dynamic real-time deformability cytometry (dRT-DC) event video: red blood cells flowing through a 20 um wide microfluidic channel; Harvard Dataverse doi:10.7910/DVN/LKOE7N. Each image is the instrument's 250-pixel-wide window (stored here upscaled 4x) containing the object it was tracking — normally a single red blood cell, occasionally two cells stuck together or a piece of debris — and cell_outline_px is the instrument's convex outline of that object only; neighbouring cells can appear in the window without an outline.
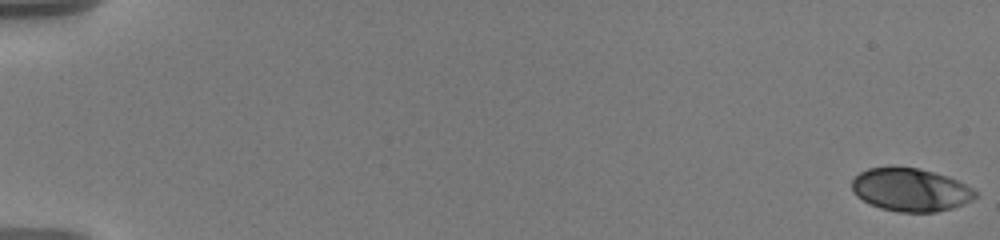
{"species": "human", "species_latin": "Homo sapiens", "temperature_condition": "warm", "stored_images_in_passage": 58, "camera_frame_rate_fps": 3000, "um_per_image_px": 0.085, "donor": {"sex": "male"}, "frame": {"image": 1, "passage_image": 1, "time_ms": 0.0, "image_size_px": [1000, 240], "cell_outline_px": [[976, 196], [972, 200], [964, 204], [952, 208], [936, 212], [900, 212], [880, 208], [868, 204], [856, 196], [852, 192], [852, 180], [860, 172], [868, 168], [892, 164], [920, 168], [948, 176], [972, 188], [976, 192]], "centroid_in_image_um": [77.35, 16.1], "position_along_channel_um": 7.7, "area_um2": 31.62}}
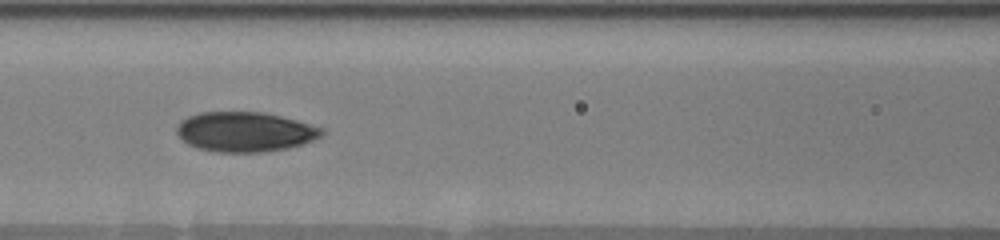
{"frame": {"image": 2, "passage_image": 28, "time_ms": 9.0, "image_size_px": [1000, 240], "cell_outline_px": [[324, 132], [320, 136], [304, 144], [288, 148], [264, 152], [220, 152], [196, 148], [188, 144], [176, 132], [176, 128], [180, 120], [188, 116], [200, 112], [264, 112], [296, 120], [324, 128]], "centroid_in_image_um": [20.82, 11.2], "position_along_channel_um": 145.8, "area_um2": 33.7}}
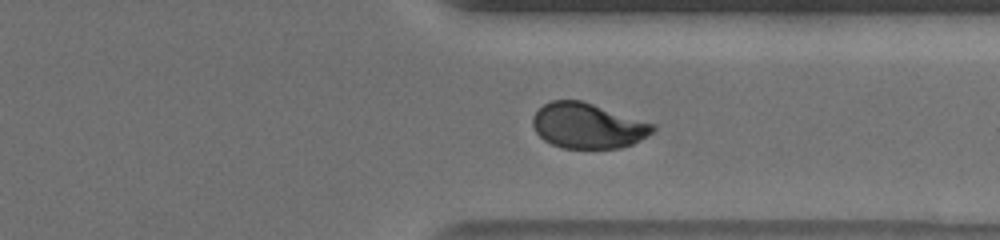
{"frame": {"image": 3, "passage_image": 46, "time_ms": 15.0, "image_size_px": [1000, 240], "cell_outline_px": [[656, 128], [648, 136], [632, 144], [620, 148], [564, 148], [552, 144], [544, 140], [536, 132], [532, 124], [532, 116], [544, 104], [552, 100], [580, 100], [656, 124]], "centroid_in_image_um": [49.97, 10.69], "position_along_channel_um": 361.4, "area_um2": 31.62}, "authors_computed_cell_mechanics": {"area_um2": 32.368, "velocity_mm_per_s": 3.5927, "shape_relaxation_time_tau1_ms": 5.7164, "shape_relaxation_time_tau2_ms": 1.1236, "deformation_change_tau1": 0.168, "deformation_change_tau2": 0.0494}}